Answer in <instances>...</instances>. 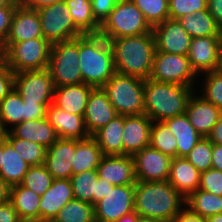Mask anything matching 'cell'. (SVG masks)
<instances>
[{
  "instance_id": "6da1fadb",
  "label": "cell",
  "mask_w": 222,
  "mask_h": 222,
  "mask_svg": "<svg viewBox=\"0 0 222 222\" xmlns=\"http://www.w3.org/2000/svg\"><path fill=\"white\" fill-rule=\"evenodd\" d=\"M117 73L148 79L155 54L153 31L137 36L110 39Z\"/></svg>"
},
{
  "instance_id": "7a4b0ae2",
  "label": "cell",
  "mask_w": 222,
  "mask_h": 222,
  "mask_svg": "<svg viewBox=\"0 0 222 222\" xmlns=\"http://www.w3.org/2000/svg\"><path fill=\"white\" fill-rule=\"evenodd\" d=\"M185 203L183 196L168 181H137L135 184L134 211L142 217L172 222Z\"/></svg>"
},
{
  "instance_id": "3957f363",
  "label": "cell",
  "mask_w": 222,
  "mask_h": 222,
  "mask_svg": "<svg viewBox=\"0 0 222 222\" xmlns=\"http://www.w3.org/2000/svg\"><path fill=\"white\" fill-rule=\"evenodd\" d=\"M79 67L83 83L102 88L116 73L109 41L99 34L80 36Z\"/></svg>"
},
{
  "instance_id": "277c9868",
  "label": "cell",
  "mask_w": 222,
  "mask_h": 222,
  "mask_svg": "<svg viewBox=\"0 0 222 222\" xmlns=\"http://www.w3.org/2000/svg\"><path fill=\"white\" fill-rule=\"evenodd\" d=\"M194 87L144 80V103L146 114L153 122L164 121L185 113Z\"/></svg>"
},
{
  "instance_id": "5b68a950",
  "label": "cell",
  "mask_w": 222,
  "mask_h": 222,
  "mask_svg": "<svg viewBox=\"0 0 222 222\" xmlns=\"http://www.w3.org/2000/svg\"><path fill=\"white\" fill-rule=\"evenodd\" d=\"M102 89L117 114H144V79L116 72Z\"/></svg>"
},
{
  "instance_id": "8992f818",
  "label": "cell",
  "mask_w": 222,
  "mask_h": 222,
  "mask_svg": "<svg viewBox=\"0 0 222 222\" xmlns=\"http://www.w3.org/2000/svg\"><path fill=\"white\" fill-rule=\"evenodd\" d=\"M152 30L143 13L131 0H119L100 25L99 35L110 39L137 36Z\"/></svg>"
},
{
  "instance_id": "52a82bcc",
  "label": "cell",
  "mask_w": 222,
  "mask_h": 222,
  "mask_svg": "<svg viewBox=\"0 0 222 222\" xmlns=\"http://www.w3.org/2000/svg\"><path fill=\"white\" fill-rule=\"evenodd\" d=\"M52 44L45 38L3 43L5 64L14 72L43 70L48 67Z\"/></svg>"
},
{
  "instance_id": "ba28073f",
  "label": "cell",
  "mask_w": 222,
  "mask_h": 222,
  "mask_svg": "<svg viewBox=\"0 0 222 222\" xmlns=\"http://www.w3.org/2000/svg\"><path fill=\"white\" fill-rule=\"evenodd\" d=\"M47 69L55 88L83 83L79 67V37L52 44Z\"/></svg>"
},
{
  "instance_id": "9c48e42d",
  "label": "cell",
  "mask_w": 222,
  "mask_h": 222,
  "mask_svg": "<svg viewBox=\"0 0 222 222\" xmlns=\"http://www.w3.org/2000/svg\"><path fill=\"white\" fill-rule=\"evenodd\" d=\"M42 36L51 44L70 41L83 34L75 27L64 1L38 9Z\"/></svg>"
},
{
  "instance_id": "30bf717a",
  "label": "cell",
  "mask_w": 222,
  "mask_h": 222,
  "mask_svg": "<svg viewBox=\"0 0 222 222\" xmlns=\"http://www.w3.org/2000/svg\"><path fill=\"white\" fill-rule=\"evenodd\" d=\"M196 76L187 55L157 52L155 50L149 79L193 87Z\"/></svg>"
},
{
  "instance_id": "8fae6325",
  "label": "cell",
  "mask_w": 222,
  "mask_h": 222,
  "mask_svg": "<svg viewBox=\"0 0 222 222\" xmlns=\"http://www.w3.org/2000/svg\"><path fill=\"white\" fill-rule=\"evenodd\" d=\"M14 88L23 102L40 103L46 108L53 102L55 87L47 68L15 73Z\"/></svg>"
},
{
  "instance_id": "7c38bea8",
  "label": "cell",
  "mask_w": 222,
  "mask_h": 222,
  "mask_svg": "<svg viewBox=\"0 0 222 222\" xmlns=\"http://www.w3.org/2000/svg\"><path fill=\"white\" fill-rule=\"evenodd\" d=\"M135 185L114 186L94 205L96 222H112L134 211Z\"/></svg>"
},
{
  "instance_id": "4fadbf2b",
  "label": "cell",
  "mask_w": 222,
  "mask_h": 222,
  "mask_svg": "<svg viewBox=\"0 0 222 222\" xmlns=\"http://www.w3.org/2000/svg\"><path fill=\"white\" fill-rule=\"evenodd\" d=\"M137 181H167L172 158L164 155L150 145L133 156Z\"/></svg>"
},
{
  "instance_id": "5bb4252c",
  "label": "cell",
  "mask_w": 222,
  "mask_h": 222,
  "mask_svg": "<svg viewBox=\"0 0 222 222\" xmlns=\"http://www.w3.org/2000/svg\"><path fill=\"white\" fill-rule=\"evenodd\" d=\"M157 52L188 55L192 37L178 19H166L152 28Z\"/></svg>"
},
{
  "instance_id": "9a60e30c",
  "label": "cell",
  "mask_w": 222,
  "mask_h": 222,
  "mask_svg": "<svg viewBox=\"0 0 222 222\" xmlns=\"http://www.w3.org/2000/svg\"><path fill=\"white\" fill-rule=\"evenodd\" d=\"M220 53L219 36L197 37L191 39L188 59L193 71L204 74L216 70Z\"/></svg>"
},
{
  "instance_id": "2e32d148",
  "label": "cell",
  "mask_w": 222,
  "mask_h": 222,
  "mask_svg": "<svg viewBox=\"0 0 222 222\" xmlns=\"http://www.w3.org/2000/svg\"><path fill=\"white\" fill-rule=\"evenodd\" d=\"M153 121L146 115H124L123 155L133 156L150 144Z\"/></svg>"
},
{
  "instance_id": "e0dca14e",
  "label": "cell",
  "mask_w": 222,
  "mask_h": 222,
  "mask_svg": "<svg viewBox=\"0 0 222 222\" xmlns=\"http://www.w3.org/2000/svg\"><path fill=\"white\" fill-rule=\"evenodd\" d=\"M98 177L114 186L135 185L134 160L128 155H104L97 167Z\"/></svg>"
},
{
  "instance_id": "ac0fdd59",
  "label": "cell",
  "mask_w": 222,
  "mask_h": 222,
  "mask_svg": "<svg viewBox=\"0 0 222 222\" xmlns=\"http://www.w3.org/2000/svg\"><path fill=\"white\" fill-rule=\"evenodd\" d=\"M46 117L61 139L83 140L90 137L83 115L70 114L52 102L47 107Z\"/></svg>"
},
{
  "instance_id": "d6986e66",
  "label": "cell",
  "mask_w": 222,
  "mask_h": 222,
  "mask_svg": "<svg viewBox=\"0 0 222 222\" xmlns=\"http://www.w3.org/2000/svg\"><path fill=\"white\" fill-rule=\"evenodd\" d=\"M33 38H43L39 12L20 2L14 10L10 31L4 43H17Z\"/></svg>"
},
{
  "instance_id": "ffe728a7",
  "label": "cell",
  "mask_w": 222,
  "mask_h": 222,
  "mask_svg": "<svg viewBox=\"0 0 222 222\" xmlns=\"http://www.w3.org/2000/svg\"><path fill=\"white\" fill-rule=\"evenodd\" d=\"M75 156V140L59 138L47 148L44 166L53 179H70Z\"/></svg>"
},
{
  "instance_id": "44dd1931",
  "label": "cell",
  "mask_w": 222,
  "mask_h": 222,
  "mask_svg": "<svg viewBox=\"0 0 222 222\" xmlns=\"http://www.w3.org/2000/svg\"><path fill=\"white\" fill-rule=\"evenodd\" d=\"M72 199L74 196L70 179H53L50 188L40 196L39 222H52Z\"/></svg>"
},
{
  "instance_id": "7402d4cb",
  "label": "cell",
  "mask_w": 222,
  "mask_h": 222,
  "mask_svg": "<svg viewBox=\"0 0 222 222\" xmlns=\"http://www.w3.org/2000/svg\"><path fill=\"white\" fill-rule=\"evenodd\" d=\"M185 114L195 130L202 137H207L221 118L222 110L206 101L202 96H198L195 89L189 99Z\"/></svg>"
},
{
  "instance_id": "603a6c76",
  "label": "cell",
  "mask_w": 222,
  "mask_h": 222,
  "mask_svg": "<svg viewBox=\"0 0 222 222\" xmlns=\"http://www.w3.org/2000/svg\"><path fill=\"white\" fill-rule=\"evenodd\" d=\"M117 115L102 88H94L88 98L84 112L85 127L92 136Z\"/></svg>"
},
{
  "instance_id": "cb8c5ba5",
  "label": "cell",
  "mask_w": 222,
  "mask_h": 222,
  "mask_svg": "<svg viewBox=\"0 0 222 222\" xmlns=\"http://www.w3.org/2000/svg\"><path fill=\"white\" fill-rule=\"evenodd\" d=\"M200 172L184 157L172 158L168 182L186 200L199 189Z\"/></svg>"
},
{
  "instance_id": "d4e9b609",
  "label": "cell",
  "mask_w": 222,
  "mask_h": 222,
  "mask_svg": "<svg viewBox=\"0 0 222 222\" xmlns=\"http://www.w3.org/2000/svg\"><path fill=\"white\" fill-rule=\"evenodd\" d=\"M8 132L13 137L41 144L46 149L59 139L47 117L22 121L12 129L9 127Z\"/></svg>"
},
{
  "instance_id": "484cf974",
  "label": "cell",
  "mask_w": 222,
  "mask_h": 222,
  "mask_svg": "<svg viewBox=\"0 0 222 222\" xmlns=\"http://www.w3.org/2000/svg\"><path fill=\"white\" fill-rule=\"evenodd\" d=\"M93 89L94 87L85 83L55 88L53 103L70 114L84 115Z\"/></svg>"
},
{
  "instance_id": "4316f807",
  "label": "cell",
  "mask_w": 222,
  "mask_h": 222,
  "mask_svg": "<svg viewBox=\"0 0 222 222\" xmlns=\"http://www.w3.org/2000/svg\"><path fill=\"white\" fill-rule=\"evenodd\" d=\"M9 201L22 222H39V194L18 184L10 187Z\"/></svg>"
},
{
  "instance_id": "83f0119b",
  "label": "cell",
  "mask_w": 222,
  "mask_h": 222,
  "mask_svg": "<svg viewBox=\"0 0 222 222\" xmlns=\"http://www.w3.org/2000/svg\"><path fill=\"white\" fill-rule=\"evenodd\" d=\"M177 141V157L186 158L193 147L203 138L191 125L185 113L164 120Z\"/></svg>"
},
{
  "instance_id": "f1b7e54d",
  "label": "cell",
  "mask_w": 222,
  "mask_h": 222,
  "mask_svg": "<svg viewBox=\"0 0 222 222\" xmlns=\"http://www.w3.org/2000/svg\"><path fill=\"white\" fill-rule=\"evenodd\" d=\"M123 127L124 115L117 114L107 125L92 135L104 155H123Z\"/></svg>"
},
{
  "instance_id": "f546056e",
  "label": "cell",
  "mask_w": 222,
  "mask_h": 222,
  "mask_svg": "<svg viewBox=\"0 0 222 222\" xmlns=\"http://www.w3.org/2000/svg\"><path fill=\"white\" fill-rule=\"evenodd\" d=\"M103 156L101 148L92 136L83 140H75L72 175L83 171L97 170Z\"/></svg>"
},
{
  "instance_id": "4dcf8cb0",
  "label": "cell",
  "mask_w": 222,
  "mask_h": 222,
  "mask_svg": "<svg viewBox=\"0 0 222 222\" xmlns=\"http://www.w3.org/2000/svg\"><path fill=\"white\" fill-rule=\"evenodd\" d=\"M11 144L3 139V155L1 159L0 176L11 187L21 184L29 165L20 157Z\"/></svg>"
},
{
  "instance_id": "1f68e13d",
  "label": "cell",
  "mask_w": 222,
  "mask_h": 222,
  "mask_svg": "<svg viewBox=\"0 0 222 222\" xmlns=\"http://www.w3.org/2000/svg\"><path fill=\"white\" fill-rule=\"evenodd\" d=\"M178 20L192 38L219 36L220 26L208 10L187 14Z\"/></svg>"
},
{
  "instance_id": "d6a6232c",
  "label": "cell",
  "mask_w": 222,
  "mask_h": 222,
  "mask_svg": "<svg viewBox=\"0 0 222 222\" xmlns=\"http://www.w3.org/2000/svg\"><path fill=\"white\" fill-rule=\"evenodd\" d=\"M75 27L83 35H96L100 24L92 13L91 0H65Z\"/></svg>"
},
{
  "instance_id": "836d02e7",
  "label": "cell",
  "mask_w": 222,
  "mask_h": 222,
  "mask_svg": "<svg viewBox=\"0 0 222 222\" xmlns=\"http://www.w3.org/2000/svg\"><path fill=\"white\" fill-rule=\"evenodd\" d=\"M185 206L193 213L208 218L222 213V196L198 189L186 199Z\"/></svg>"
},
{
  "instance_id": "e575fe53",
  "label": "cell",
  "mask_w": 222,
  "mask_h": 222,
  "mask_svg": "<svg viewBox=\"0 0 222 222\" xmlns=\"http://www.w3.org/2000/svg\"><path fill=\"white\" fill-rule=\"evenodd\" d=\"M24 103L21 95L15 88L5 96L0 102V122L5 132H8V126L11 128L23 121Z\"/></svg>"
},
{
  "instance_id": "d590c367",
  "label": "cell",
  "mask_w": 222,
  "mask_h": 222,
  "mask_svg": "<svg viewBox=\"0 0 222 222\" xmlns=\"http://www.w3.org/2000/svg\"><path fill=\"white\" fill-rule=\"evenodd\" d=\"M97 170L76 173L70 177L74 199L96 204Z\"/></svg>"
},
{
  "instance_id": "8d00e7d4",
  "label": "cell",
  "mask_w": 222,
  "mask_h": 222,
  "mask_svg": "<svg viewBox=\"0 0 222 222\" xmlns=\"http://www.w3.org/2000/svg\"><path fill=\"white\" fill-rule=\"evenodd\" d=\"M177 141L164 121H154L151 128L150 146L171 158L177 157Z\"/></svg>"
},
{
  "instance_id": "74e56055",
  "label": "cell",
  "mask_w": 222,
  "mask_h": 222,
  "mask_svg": "<svg viewBox=\"0 0 222 222\" xmlns=\"http://www.w3.org/2000/svg\"><path fill=\"white\" fill-rule=\"evenodd\" d=\"M5 139L16 152L21 153L20 157L29 166L44 164L47 149L41 144L13 137L9 132H5Z\"/></svg>"
},
{
  "instance_id": "f35d334b",
  "label": "cell",
  "mask_w": 222,
  "mask_h": 222,
  "mask_svg": "<svg viewBox=\"0 0 222 222\" xmlns=\"http://www.w3.org/2000/svg\"><path fill=\"white\" fill-rule=\"evenodd\" d=\"M94 206L78 199L70 200L52 222H94Z\"/></svg>"
},
{
  "instance_id": "ab89813d",
  "label": "cell",
  "mask_w": 222,
  "mask_h": 222,
  "mask_svg": "<svg viewBox=\"0 0 222 222\" xmlns=\"http://www.w3.org/2000/svg\"><path fill=\"white\" fill-rule=\"evenodd\" d=\"M151 28L169 18L168 0H131Z\"/></svg>"
},
{
  "instance_id": "60d3db41",
  "label": "cell",
  "mask_w": 222,
  "mask_h": 222,
  "mask_svg": "<svg viewBox=\"0 0 222 222\" xmlns=\"http://www.w3.org/2000/svg\"><path fill=\"white\" fill-rule=\"evenodd\" d=\"M52 182V175L41 164L29 167L21 185L41 196L50 188Z\"/></svg>"
},
{
  "instance_id": "b9f144b4",
  "label": "cell",
  "mask_w": 222,
  "mask_h": 222,
  "mask_svg": "<svg viewBox=\"0 0 222 222\" xmlns=\"http://www.w3.org/2000/svg\"><path fill=\"white\" fill-rule=\"evenodd\" d=\"M213 143L203 137L189 152L186 159L201 173L212 168Z\"/></svg>"
},
{
  "instance_id": "7bdbcfd3",
  "label": "cell",
  "mask_w": 222,
  "mask_h": 222,
  "mask_svg": "<svg viewBox=\"0 0 222 222\" xmlns=\"http://www.w3.org/2000/svg\"><path fill=\"white\" fill-rule=\"evenodd\" d=\"M204 92L201 96L222 110V73L214 70L204 73Z\"/></svg>"
},
{
  "instance_id": "ee69618b",
  "label": "cell",
  "mask_w": 222,
  "mask_h": 222,
  "mask_svg": "<svg viewBox=\"0 0 222 222\" xmlns=\"http://www.w3.org/2000/svg\"><path fill=\"white\" fill-rule=\"evenodd\" d=\"M208 0H168L169 18L179 19L187 14L207 10Z\"/></svg>"
},
{
  "instance_id": "f6af8a7d",
  "label": "cell",
  "mask_w": 222,
  "mask_h": 222,
  "mask_svg": "<svg viewBox=\"0 0 222 222\" xmlns=\"http://www.w3.org/2000/svg\"><path fill=\"white\" fill-rule=\"evenodd\" d=\"M199 189L222 196V171L211 168L201 172Z\"/></svg>"
},
{
  "instance_id": "bcb514c9",
  "label": "cell",
  "mask_w": 222,
  "mask_h": 222,
  "mask_svg": "<svg viewBox=\"0 0 222 222\" xmlns=\"http://www.w3.org/2000/svg\"><path fill=\"white\" fill-rule=\"evenodd\" d=\"M118 1L119 0H91L93 16L100 25L109 16Z\"/></svg>"
},
{
  "instance_id": "7dc6e473",
  "label": "cell",
  "mask_w": 222,
  "mask_h": 222,
  "mask_svg": "<svg viewBox=\"0 0 222 222\" xmlns=\"http://www.w3.org/2000/svg\"><path fill=\"white\" fill-rule=\"evenodd\" d=\"M16 7L17 6L0 7V46L8 37Z\"/></svg>"
},
{
  "instance_id": "c3c4849f",
  "label": "cell",
  "mask_w": 222,
  "mask_h": 222,
  "mask_svg": "<svg viewBox=\"0 0 222 222\" xmlns=\"http://www.w3.org/2000/svg\"><path fill=\"white\" fill-rule=\"evenodd\" d=\"M14 75L6 64L0 68V102L14 88Z\"/></svg>"
},
{
  "instance_id": "681fc988",
  "label": "cell",
  "mask_w": 222,
  "mask_h": 222,
  "mask_svg": "<svg viewBox=\"0 0 222 222\" xmlns=\"http://www.w3.org/2000/svg\"><path fill=\"white\" fill-rule=\"evenodd\" d=\"M24 116L23 121L41 119L46 117L47 108L40 103L23 102Z\"/></svg>"
},
{
  "instance_id": "f907efd6",
  "label": "cell",
  "mask_w": 222,
  "mask_h": 222,
  "mask_svg": "<svg viewBox=\"0 0 222 222\" xmlns=\"http://www.w3.org/2000/svg\"><path fill=\"white\" fill-rule=\"evenodd\" d=\"M0 222H22L10 201L0 205Z\"/></svg>"
},
{
  "instance_id": "816d5d0a",
  "label": "cell",
  "mask_w": 222,
  "mask_h": 222,
  "mask_svg": "<svg viewBox=\"0 0 222 222\" xmlns=\"http://www.w3.org/2000/svg\"><path fill=\"white\" fill-rule=\"evenodd\" d=\"M172 222H207V218L193 213L185 206L173 219Z\"/></svg>"
},
{
  "instance_id": "f5cc1de1",
  "label": "cell",
  "mask_w": 222,
  "mask_h": 222,
  "mask_svg": "<svg viewBox=\"0 0 222 222\" xmlns=\"http://www.w3.org/2000/svg\"><path fill=\"white\" fill-rule=\"evenodd\" d=\"M207 10L214 17L217 24L222 27V0H208Z\"/></svg>"
},
{
  "instance_id": "db71d44e",
  "label": "cell",
  "mask_w": 222,
  "mask_h": 222,
  "mask_svg": "<svg viewBox=\"0 0 222 222\" xmlns=\"http://www.w3.org/2000/svg\"><path fill=\"white\" fill-rule=\"evenodd\" d=\"M114 185L108 183L105 179L98 178V184L96 188V203L106 198L107 193L113 190Z\"/></svg>"
},
{
  "instance_id": "11a10c76",
  "label": "cell",
  "mask_w": 222,
  "mask_h": 222,
  "mask_svg": "<svg viewBox=\"0 0 222 222\" xmlns=\"http://www.w3.org/2000/svg\"><path fill=\"white\" fill-rule=\"evenodd\" d=\"M212 169L222 171V145L213 144Z\"/></svg>"
},
{
  "instance_id": "9f6ffc18",
  "label": "cell",
  "mask_w": 222,
  "mask_h": 222,
  "mask_svg": "<svg viewBox=\"0 0 222 222\" xmlns=\"http://www.w3.org/2000/svg\"><path fill=\"white\" fill-rule=\"evenodd\" d=\"M61 1H64V0H22L21 3L30 9L38 10L45 6H50L54 3L61 2Z\"/></svg>"
},
{
  "instance_id": "6f0895ef",
  "label": "cell",
  "mask_w": 222,
  "mask_h": 222,
  "mask_svg": "<svg viewBox=\"0 0 222 222\" xmlns=\"http://www.w3.org/2000/svg\"><path fill=\"white\" fill-rule=\"evenodd\" d=\"M207 138L213 143V144H221L222 145V116L218 120V122L214 125L212 128L210 134L207 136Z\"/></svg>"
},
{
  "instance_id": "680465c9",
  "label": "cell",
  "mask_w": 222,
  "mask_h": 222,
  "mask_svg": "<svg viewBox=\"0 0 222 222\" xmlns=\"http://www.w3.org/2000/svg\"><path fill=\"white\" fill-rule=\"evenodd\" d=\"M10 186L0 176V205L9 201Z\"/></svg>"
},
{
  "instance_id": "91938a15",
  "label": "cell",
  "mask_w": 222,
  "mask_h": 222,
  "mask_svg": "<svg viewBox=\"0 0 222 222\" xmlns=\"http://www.w3.org/2000/svg\"><path fill=\"white\" fill-rule=\"evenodd\" d=\"M139 217H140V215L138 213H136L135 211H133L129 214L123 215L118 220H115L112 222H138Z\"/></svg>"
},
{
  "instance_id": "94428289",
  "label": "cell",
  "mask_w": 222,
  "mask_h": 222,
  "mask_svg": "<svg viewBox=\"0 0 222 222\" xmlns=\"http://www.w3.org/2000/svg\"><path fill=\"white\" fill-rule=\"evenodd\" d=\"M19 3L17 0H0V7L17 6Z\"/></svg>"
},
{
  "instance_id": "6125c7cd",
  "label": "cell",
  "mask_w": 222,
  "mask_h": 222,
  "mask_svg": "<svg viewBox=\"0 0 222 222\" xmlns=\"http://www.w3.org/2000/svg\"><path fill=\"white\" fill-rule=\"evenodd\" d=\"M207 222H222V213L208 217Z\"/></svg>"
},
{
  "instance_id": "be15d7a7",
  "label": "cell",
  "mask_w": 222,
  "mask_h": 222,
  "mask_svg": "<svg viewBox=\"0 0 222 222\" xmlns=\"http://www.w3.org/2000/svg\"><path fill=\"white\" fill-rule=\"evenodd\" d=\"M138 222H163V221H160V220L154 219V218H147V217L140 216L138 218Z\"/></svg>"
},
{
  "instance_id": "e7e4bbea",
  "label": "cell",
  "mask_w": 222,
  "mask_h": 222,
  "mask_svg": "<svg viewBox=\"0 0 222 222\" xmlns=\"http://www.w3.org/2000/svg\"><path fill=\"white\" fill-rule=\"evenodd\" d=\"M216 70L222 73V50H220V53H219L218 66Z\"/></svg>"
},
{
  "instance_id": "03108f58",
  "label": "cell",
  "mask_w": 222,
  "mask_h": 222,
  "mask_svg": "<svg viewBox=\"0 0 222 222\" xmlns=\"http://www.w3.org/2000/svg\"><path fill=\"white\" fill-rule=\"evenodd\" d=\"M5 64L4 50L0 46V68Z\"/></svg>"
},
{
  "instance_id": "003e7915",
  "label": "cell",
  "mask_w": 222,
  "mask_h": 222,
  "mask_svg": "<svg viewBox=\"0 0 222 222\" xmlns=\"http://www.w3.org/2000/svg\"><path fill=\"white\" fill-rule=\"evenodd\" d=\"M5 138V131L2 128L1 122H0V141Z\"/></svg>"
},
{
  "instance_id": "a7ac6f4b",
  "label": "cell",
  "mask_w": 222,
  "mask_h": 222,
  "mask_svg": "<svg viewBox=\"0 0 222 222\" xmlns=\"http://www.w3.org/2000/svg\"><path fill=\"white\" fill-rule=\"evenodd\" d=\"M2 155H3V140L0 141V167H1Z\"/></svg>"
},
{
  "instance_id": "89a4df30",
  "label": "cell",
  "mask_w": 222,
  "mask_h": 222,
  "mask_svg": "<svg viewBox=\"0 0 222 222\" xmlns=\"http://www.w3.org/2000/svg\"><path fill=\"white\" fill-rule=\"evenodd\" d=\"M219 39H220V50H222V27H220Z\"/></svg>"
}]
</instances>
